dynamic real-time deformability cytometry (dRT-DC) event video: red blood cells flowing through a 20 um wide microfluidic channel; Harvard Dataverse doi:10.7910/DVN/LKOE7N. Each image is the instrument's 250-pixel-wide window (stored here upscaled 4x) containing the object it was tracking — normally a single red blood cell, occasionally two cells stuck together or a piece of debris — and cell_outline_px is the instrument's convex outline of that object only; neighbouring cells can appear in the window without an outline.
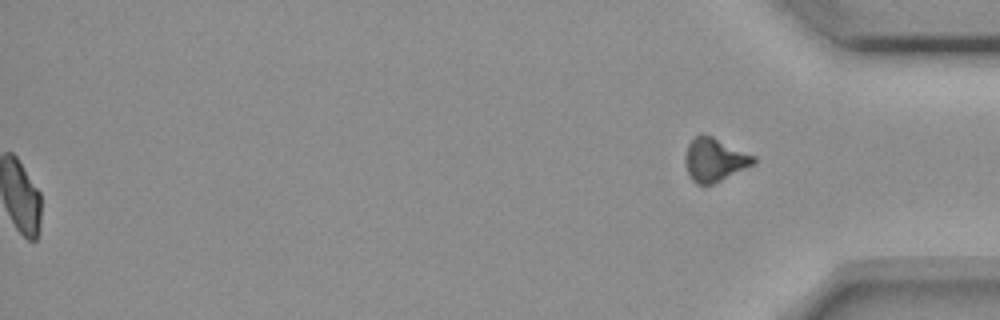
{"species": "common noctule bat (a hibernating species)", "species_latin": "Nyctalus noctula", "temperature_condition": "room temperature", "stored_images_in_passage": 41, "segment_of_instrument_passage": [2, 2], "camera_frame_rate_fps": 3000, "um_per_image_px": 0.085, "animal": {"sex": "female", "body_mass_g": 18.4}, "frame": {"image": 1, "passage_image": 41, "time_ms": 13.333, "image_size_px": [1000, 320], "cell_outline_px": [[756, 164], [712, 184], [696, 184], [692, 180], [688, 172], [684, 156], [688, 144], [700, 132], [712, 136], [756, 156]], "centroid_in_image_um": [60.76, 13.56], "position_along_channel_um": 374.4, "area_um2": 17.34}}